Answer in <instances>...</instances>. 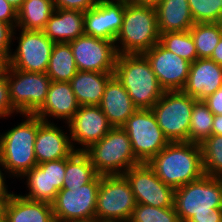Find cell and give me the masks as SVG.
I'll list each match as a JSON object with an SVG mask.
<instances>
[{"label":"cell","instance_id":"cell-1","mask_svg":"<svg viewBox=\"0 0 222 222\" xmlns=\"http://www.w3.org/2000/svg\"><path fill=\"white\" fill-rule=\"evenodd\" d=\"M180 222H222V178L203 175L174 193Z\"/></svg>","mask_w":222,"mask_h":222},{"label":"cell","instance_id":"cell-2","mask_svg":"<svg viewBox=\"0 0 222 222\" xmlns=\"http://www.w3.org/2000/svg\"><path fill=\"white\" fill-rule=\"evenodd\" d=\"M166 185L176 189L204 175L200 144L170 142L147 163Z\"/></svg>","mask_w":222,"mask_h":222},{"label":"cell","instance_id":"cell-3","mask_svg":"<svg viewBox=\"0 0 222 222\" xmlns=\"http://www.w3.org/2000/svg\"><path fill=\"white\" fill-rule=\"evenodd\" d=\"M24 121L0 134V164L12 178H21L37 165L34 153L38 117L22 114ZM12 175V176H11Z\"/></svg>","mask_w":222,"mask_h":222},{"label":"cell","instance_id":"cell-4","mask_svg":"<svg viewBox=\"0 0 222 222\" xmlns=\"http://www.w3.org/2000/svg\"><path fill=\"white\" fill-rule=\"evenodd\" d=\"M114 75L138 109H151L165 92L143 54L118 55Z\"/></svg>","mask_w":222,"mask_h":222},{"label":"cell","instance_id":"cell-5","mask_svg":"<svg viewBox=\"0 0 222 222\" xmlns=\"http://www.w3.org/2000/svg\"><path fill=\"white\" fill-rule=\"evenodd\" d=\"M159 37L156 9L125 0L122 27L114 41L118 55L144 54L159 42Z\"/></svg>","mask_w":222,"mask_h":222},{"label":"cell","instance_id":"cell-6","mask_svg":"<svg viewBox=\"0 0 222 222\" xmlns=\"http://www.w3.org/2000/svg\"><path fill=\"white\" fill-rule=\"evenodd\" d=\"M98 175H123L140 164L135 158L128 134L122 127H112L95 144L84 151Z\"/></svg>","mask_w":222,"mask_h":222},{"label":"cell","instance_id":"cell-7","mask_svg":"<svg viewBox=\"0 0 222 222\" xmlns=\"http://www.w3.org/2000/svg\"><path fill=\"white\" fill-rule=\"evenodd\" d=\"M137 205L124 175H103L96 201V222H128Z\"/></svg>","mask_w":222,"mask_h":222},{"label":"cell","instance_id":"cell-8","mask_svg":"<svg viewBox=\"0 0 222 222\" xmlns=\"http://www.w3.org/2000/svg\"><path fill=\"white\" fill-rule=\"evenodd\" d=\"M195 101L182 90L165 91L151 108L160 129L170 142L188 141Z\"/></svg>","mask_w":222,"mask_h":222},{"label":"cell","instance_id":"cell-9","mask_svg":"<svg viewBox=\"0 0 222 222\" xmlns=\"http://www.w3.org/2000/svg\"><path fill=\"white\" fill-rule=\"evenodd\" d=\"M5 77L13 108L21 114H35L45 103L51 79L46 73L24 72L6 66Z\"/></svg>","mask_w":222,"mask_h":222},{"label":"cell","instance_id":"cell-10","mask_svg":"<svg viewBox=\"0 0 222 222\" xmlns=\"http://www.w3.org/2000/svg\"><path fill=\"white\" fill-rule=\"evenodd\" d=\"M122 128L128 134L135 158L140 163H148L170 143L151 109H137Z\"/></svg>","mask_w":222,"mask_h":222},{"label":"cell","instance_id":"cell-11","mask_svg":"<svg viewBox=\"0 0 222 222\" xmlns=\"http://www.w3.org/2000/svg\"><path fill=\"white\" fill-rule=\"evenodd\" d=\"M15 29L13 40H18V46L10 54L7 66L24 72L46 73L55 43L43 31ZM17 29L19 37L15 36Z\"/></svg>","mask_w":222,"mask_h":222},{"label":"cell","instance_id":"cell-12","mask_svg":"<svg viewBox=\"0 0 222 222\" xmlns=\"http://www.w3.org/2000/svg\"><path fill=\"white\" fill-rule=\"evenodd\" d=\"M102 175L76 188H63L57 193L52 207L55 221L95 220L96 201Z\"/></svg>","mask_w":222,"mask_h":222},{"label":"cell","instance_id":"cell-13","mask_svg":"<svg viewBox=\"0 0 222 222\" xmlns=\"http://www.w3.org/2000/svg\"><path fill=\"white\" fill-rule=\"evenodd\" d=\"M136 202L158 208L174 206L175 189L164 184L147 163L131 167L124 174Z\"/></svg>","mask_w":222,"mask_h":222},{"label":"cell","instance_id":"cell-14","mask_svg":"<svg viewBox=\"0 0 222 222\" xmlns=\"http://www.w3.org/2000/svg\"><path fill=\"white\" fill-rule=\"evenodd\" d=\"M78 71L115 72V42L82 35L69 42Z\"/></svg>","mask_w":222,"mask_h":222},{"label":"cell","instance_id":"cell-15","mask_svg":"<svg viewBox=\"0 0 222 222\" xmlns=\"http://www.w3.org/2000/svg\"><path fill=\"white\" fill-rule=\"evenodd\" d=\"M149 61L160 86L165 91L182 90L191 63L164 48L159 42L143 54Z\"/></svg>","mask_w":222,"mask_h":222},{"label":"cell","instance_id":"cell-16","mask_svg":"<svg viewBox=\"0 0 222 222\" xmlns=\"http://www.w3.org/2000/svg\"><path fill=\"white\" fill-rule=\"evenodd\" d=\"M66 125L69 127L72 145L75 143V151L83 152L99 142L112 128L99 105L80 106ZM76 144L82 146L76 149Z\"/></svg>","mask_w":222,"mask_h":222},{"label":"cell","instance_id":"cell-17","mask_svg":"<svg viewBox=\"0 0 222 222\" xmlns=\"http://www.w3.org/2000/svg\"><path fill=\"white\" fill-rule=\"evenodd\" d=\"M125 0H101L84 12L85 35L115 41L123 23Z\"/></svg>","mask_w":222,"mask_h":222},{"label":"cell","instance_id":"cell-18","mask_svg":"<svg viewBox=\"0 0 222 222\" xmlns=\"http://www.w3.org/2000/svg\"><path fill=\"white\" fill-rule=\"evenodd\" d=\"M74 152L68 132H63L54 122H44L38 117V133L34 147L37 165L70 157Z\"/></svg>","mask_w":222,"mask_h":222},{"label":"cell","instance_id":"cell-19","mask_svg":"<svg viewBox=\"0 0 222 222\" xmlns=\"http://www.w3.org/2000/svg\"><path fill=\"white\" fill-rule=\"evenodd\" d=\"M221 87L222 66L210 58H197L190 65L182 91L196 100H204Z\"/></svg>","mask_w":222,"mask_h":222},{"label":"cell","instance_id":"cell-20","mask_svg":"<svg viewBox=\"0 0 222 222\" xmlns=\"http://www.w3.org/2000/svg\"><path fill=\"white\" fill-rule=\"evenodd\" d=\"M76 96L70 82L51 81L47 98L43 106L35 113L44 122H51L49 117L65 120L68 123L79 109Z\"/></svg>","mask_w":222,"mask_h":222},{"label":"cell","instance_id":"cell-21","mask_svg":"<svg viewBox=\"0 0 222 222\" xmlns=\"http://www.w3.org/2000/svg\"><path fill=\"white\" fill-rule=\"evenodd\" d=\"M99 106L112 127H122L138 109L115 75L108 81Z\"/></svg>","mask_w":222,"mask_h":222},{"label":"cell","instance_id":"cell-22","mask_svg":"<svg viewBox=\"0 0 222 222\" xmlns=\"http://www.w3.org/2000/svg\"><path fill=\"white\" fill-rule=\"evenodd\" d=\"M42 31L54 43H69L85 35L84 12L56 8Z\"/></svg>","mask_w":222,"mask_h":222},{"label":"cell","instance_id":"cell-23","mask_svg":"<svg viewBox=\"0 0 222 222\" xmlns=\"http://www.w3.org/2000/svg\"><path fill=\"white\" fill-rule=\"evenodd\" d=\"M114 72L78 71L70 80V85L80 106L101 103L105 87Z\"/></svg>","mask_w":222,"mask_h":222},{"label":"cell","instance_id":"cell-24","mask_svg":"<svg viewBox=\"0 0 222 222\" xmlns=\"http://www.w3.org/2000/svg\"><path fill=\"white\" fill-rule=\"evenodd\" d=\"M6 222H56L51 204L29 200L12 193L6 211Z\"/></svg>","mask_w":222,"mask_h":222},{"label":"cell","instance_id":"cell-25","mask_svg":"<svg viewBox=\"0 0 222 222\" xmlns=\"http://www.w3.org/2000/svg\"><path fill=\"white\" fill-rule=\"evenodd\" d=\"M155 9L160 34L189 31L194 25L188 0H162Z\"/></svg>","mask_w":222,"mask_h":222},{"label":"cell","instance_id":"cell-26","mask_svg":"<svg viewBox=\"0 0 222 222\" xmlns=\"http://www.w3.org/2000/svg\"><path fill=\"white\" fill-rule=\"evenodd\" d=\"M55 9L53 0H24L17 11L16 28L42 31Z\"/></svg>","mask_w":222,"mask_h":222},{"label":"cell","instance_id":"cell-27","mask_svg":"<svg viewBox=\"0 0 222 222\" xmlns=\"http://www.w3.org/2000/svg\"><path fill=\"white\" fill-rule=\"evenodd\" d=\"M78 72L69 43H55L52 48L46 74L51 81L70 82Z\"/></svg>","mask_w":222,"mask_h":222},{"label":"cell","instance_id":"cell-28","mask_svg":"<svg viewBox=\"0 0 222 222\" xmlns=\"http://www.w3.org/2000/svg\"><path fill=\"white\" fill-rule=\"evenodd\" d=\"M98 174L89 156L83 151H75L66 158L63 188H76L90 183Z\"/></svg>","mask_w":222,"mask_h":222},{"label":"cell","instance_id":"cell-29","mask_svg":"<svg viewBox=\"0 0 222 222\" xmlns=\"http://www.w3.org/2000/svg\"><path fill=\"white\" fill-rule=\"evenodd\" d=\"M189 31L198 58H210L222 36V23H194Z\"/></svg>","mask_w":222,"mask_h":222},{"label":"cell","instance_id":"cell-30","mask_svg":"<svg viewBox=\"0 0 222 222\" xmlns=\"http://www.w3.org/2000/svg\"><path fill=\"white\" fill-rule=\"evenodd\" d=\"M26 179L29 192L23 197L39 202L53 204L58 190H49L48 170H42L38 165L29 170L22 178Z\"/></svg>","mask_w":222,"mask_h":222},{"label":"cell","instance_id":"cell-31","mask_svg":"<svg viewBox=\"0 0 222 222\" xmlns=\"http://www.w3.org/2000/svg\"><path fill=\"white\" fill-rule=\"evenodd\" d=\"M214 114L203 100H196L193 106L188 142L201 144L212 135Z\"/></svg>","mask_w":222,"mask_h":222},{"label":"cell","instance_id":"cell-32","mask_svg":"<svg viewBox=\"0 0 222 222\" xmlns=\"http://www.w3.org/2000/svg\"><path fill=\"white\" fill-rule=\"evenodd\" d=\"M159 43L167 50L193 63L198 54L190 31L161 33Z\"/></svg>","mask_w":222,"mask_h":222},{"label":"cell","instance_id":"cell-33","mask_svg":"<svg viewBox=\"0 0 222 222\" xmlns=\"http://www.w3.org/2000/svg\"><path fill=\"white\" fill-rule=\"evenodd\" d=\"M204 174L222 178V136L211 135L201 144Z\"/></svg>","mask_w":222,"mask_h":222},{"label":"cell","instance_id":"cell-34","mask_svg":"<svg viewBox=\"0 0 222 222\" xmlns=\"http://www.w3.org/2000/svg\"><path fill=\"white\" fill-rule=\"evenodd\" d=\"M128 222H180L173 207L158 208L137 203Z\"/></svg>","mask_w":222,"mask_h":222},{"label":"cell","instance_id":"cell-35","mask_svg":"<svg viewBox=\"0 0 222 222\" xmlns=\"http://www.w3.org/2000/svg\"><path fill=\"white\" fill-rule=\"evenodd\" d=\"M194 23H222V0H188Z\"/></svg>","mask_w":222,"mask_h":222},{"label":"cell","instance_id":"cell-36","mask_svg":"<svg viewBox=\"0 0 222 222\" xmlns=\"http://www.w3.org/2000/svg\"><path fill=\"white\" fill-rule=\"evenodd\" d=\"M38 166L42 170H48V179H49V190H62L63 189V180L65 178V169H66V158L55 160V161H46Z\"/></svg>","mask_w":222,"mask_h":222},{"label":"cell","instance_id":"cell-37","mask_svg":"<svg viewBox=\"0 0 222 222\" xmlns=\"http://www.w3.org/2000/svg\"><path fill=\"white\" fill-rule=\"evenodd\" d=\"M14 113L19 114L11 104L9 84L4 72L0 75V119L10 117Z\"/></svg>","mask_w":222,"mask_h":222},{"label":"cell","instance_id":"cell-38","mask_svg":"<svg viewBox=\"0 0 222 222\" xmlns=\"http://www.w3.org/2000/svg\"><path fill=\"white\" fill-rule=\"evenodd\" d=\"M14 27L8 23L0 21V55L8 61L12 53L10 47L13 40Z\"/></svg>","mask_w":222,"mask_h":222},{"label":"cell","instance_id":"cell-39","mask_svg":"<svg viewBox=\"0 0 222 222\" xmlns=\"http://www.w3.org/2000/svg\"><path fill=\"white\" fill-rule=\"evenodd\" d=\"M55 8L86 12L101 0H53Z\"/></svg>","mask_w":222,"mask_h":222},{"label":"cell","instance_id":"cell-40","mask_svg":"<svg viewBox=\"0 0 222 222\" xmlns=\"http://www.w3.org/2000/svg\"><path fill=\"white\" fill-rule=\"evenodd\" d=\"M17 9L6 0H0V21L8 23L16 28Z\"/></svg>","mask_w":222,"mask_h":222},{"label":"cell","instance_id":"cell-41","mask_svg":"<svg viewBox=\"0 0 222 222\" xmlns=\"http://www.w3.org/2000/svg\"><path fill=\"white\" fill-rule=\"evenodd\" d=\"M203 101L214 115H222V87Z\"/></svg>","mask_w":222,"mask_h":222},{"label":"cell","instance_id":"cell-42","mask_svg":"<svg viewBox=\"0 0 222 222\" xmlns=\"http://www.w3.org/2000/svg\"><path fill=\"white\" fill-rule=\"evenodd\" d=\"M2 166V164H0V167ZM4 171V169L2 170V168H0V197H10L12 195L13 192H8V186L5 184L6 183V175L4 176V174L6 173L4 171V173L2 172Z\"/></svg>","mask_w":222,"mask_h":222},{"label":"cell","instance_id":"cell-43","mask_svg":"<svg viewBox=\"0 0 222 222\" xmlns=\"http://www.w3.org/2000/svg\"><path fill=\"white\" fill-rule=\"evenodd\" d=\"M210 59H212L218 65L222 66V36L219 40V43L215 47Z\"/></svg>","mask_w":222,"mask_h":222},{"label":"cell","instance_id":"cell-44","mask_svg":"<svg viewBox=\"0 0 222 222\" xmlns=\"http://www.w3.org/2000/svg\"><path fill=\"white\" fill-rule=\"evenodd\" d=\"M212 135L222 136V115H214Z\"/></svg>","mask_w":222,"mask_h":222},{"label":"cell","instance_id":"cell-45","mask_svg":"<svg viewBox=\"0 0 222 222\" xmlns=\"http://www.w3.org/2000/svg\"><path fill=\"white\" fill-rule=\"evenodd\" d=\"M130 3L141 6L156 7L162 0H128Z\"/></svg>","mask_w":222,"mask_h":222},{"label":"cell","instance_id":"cell-46","mask_svg":"<svg viewBox=\"0 0 222 222\" xmlns=\"http://www.w3.org/2000/svg\"><path fill=\"white\" fill-rule=\"evenodd\" d=\"M10 197H0V217H5L6 206Z\"/></svg>","mask_w":222,"mask_h":222},{"label":"cell","instance_id":"cell-47","mask_svg":"<svg viewBox=\"0 0 222 222\" xmlns=\"http://www.w3.org/2000/svg\"><path fill=\"white\" fill-rule=\"evenodd\" d=\"M6 1L18 10L21 7L24 0H6Z\"/></svg>","mask_w":222,"mask_h":222},{"label":"cell","instance_id":"cell-48","mask_svg":"<svg viewBox=\"0 0 222 222\" xmlns=\"http://www.w3.org/2000/svg\"><path fill=\"white\" fill-rule=\"evenodd\" d=\"M7 61L0 55V75L5 72Z\"/></svg>","mask_w":222,"mask_h":222},{"label":"cell","instance_id":"cell-49","mask_svg":"<svg viewBox=\"0 0 222 222\" xmlns=\"http://www.w3.org/2000/svg\"><path fill=\"white\" fill-rule=\"evenodd\" d=\"M59 222V221H56ZM67 222H96L95 220H88V221H67Z\"/></svg>","mask_w":222,"mask_h":222},{"label":"cell","instance_id":"cell-50","mask_svg":"<svg viewBox=\"0 0 222 222\" xmlns=\"http://www.w3.org/2000/svg\"><path fill=\"white\" fill-rule=\"evenodd\" d=\"M0 222H6L5 217H0Z\"/></svg>","mask_w":222,"mask_h":222}]
</instances>
